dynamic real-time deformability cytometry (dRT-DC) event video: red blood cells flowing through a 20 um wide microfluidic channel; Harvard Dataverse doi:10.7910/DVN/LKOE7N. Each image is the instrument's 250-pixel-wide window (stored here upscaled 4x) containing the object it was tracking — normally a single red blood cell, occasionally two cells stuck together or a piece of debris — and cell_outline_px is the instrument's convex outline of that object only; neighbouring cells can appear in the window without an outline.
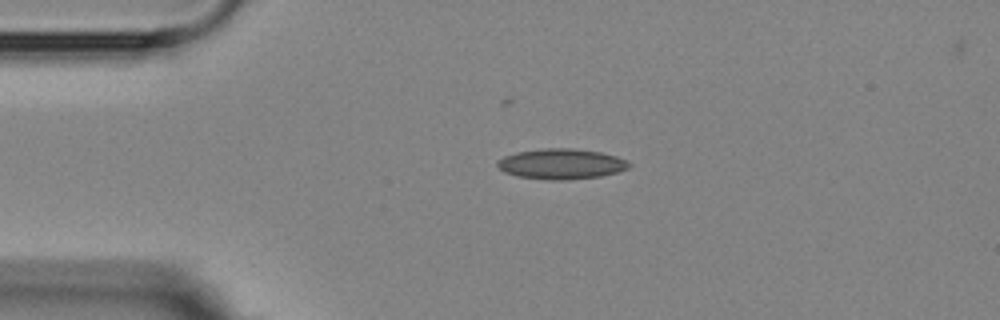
{"species": "Egyptian fruit bat (a non-hibernating species)", "species_latin": "Rousettus aegyptiacus", "temperature_condition": "room temperature", "stored_images_in_passage": 2, "camera_frame_rate_fps": 3000, "um_per_image_px": 0.085, "animal": {"sex": "female"}, "frame": {"image": 1, "passage_image": 1, "time_ms": 0.0, "image_size_px": [1000, 320], "cell_outline_px": [[632, 164], [628, 168], [616, 172], [600, 176], [568, 180], [548, 180], [516, 176], [504, 172], [496, 164], [496, 160], [504, 156], [516, 152], [544, 148], [572, 148], [600, 152], [616, 156], [628, 160]], "centroid_in_image_um": [47.69, 13.93], "position_along_channel_um": 37.3, "area_um2": 23.47}}